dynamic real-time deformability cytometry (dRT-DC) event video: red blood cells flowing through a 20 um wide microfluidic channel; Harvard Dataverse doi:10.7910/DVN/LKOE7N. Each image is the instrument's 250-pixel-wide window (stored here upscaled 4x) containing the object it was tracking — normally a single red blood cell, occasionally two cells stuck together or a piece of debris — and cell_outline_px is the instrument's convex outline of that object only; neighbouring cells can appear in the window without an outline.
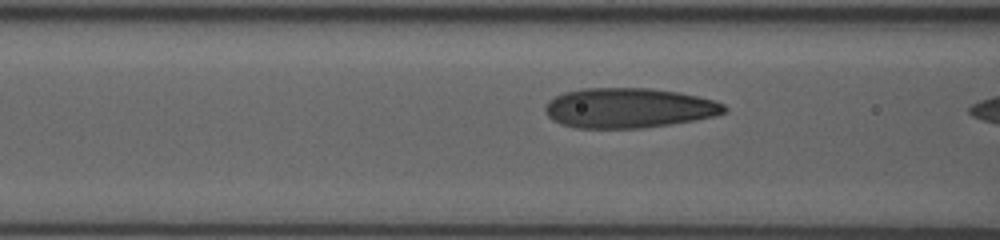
{"species": "human", "species_latin": "Homo sapiens", "temperature_condition": "room temperature", "stored_images_in_passage": 17, "camera_frame_rate_fps": 3000, "um_per_image_px": 0.085, "donor": {"sex": "female"}, "frame": {"image": 1, "passage_image": 11, "time_ms": 1.333, "image_size_px": [1000, 240], "cell_outline_px": [[728, 108], [724, 112], [712, 116], [692, 120], [644, 128], [576, 128], [560, 124], [552, 120], [548, 116], [544, 108], [544, 104], [548, 100], [564, 92], [584, 88], [652, 88], [680, 92], [716, 100], [724, 104]], "centroid_in_image_um": [53.41, 9.17], "position_along_channel_um": 113.2, "area_um2": 41.85}}